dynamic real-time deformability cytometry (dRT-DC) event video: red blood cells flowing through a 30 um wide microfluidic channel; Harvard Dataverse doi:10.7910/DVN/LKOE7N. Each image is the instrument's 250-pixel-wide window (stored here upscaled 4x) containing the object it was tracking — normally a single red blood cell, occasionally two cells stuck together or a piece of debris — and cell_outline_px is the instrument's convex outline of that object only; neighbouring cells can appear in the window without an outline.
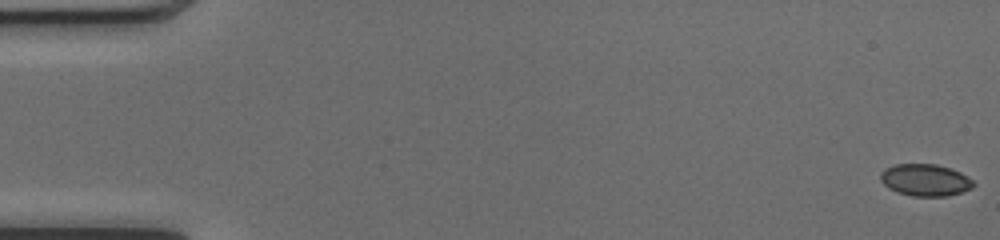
{"species": "common noctule bat (a hibernating species)", "species_latin": "Nyctalus noctula", "temperature_condition": "cold", "stored_images_in_passage": 51, "camera_frame_rate_fps": 3000, "um_per_image_px": 0.085, "animal": {"sex": "female", "body_mass_g": 17.0, "forearm_length_mm": 48.0}, "frame": {"image": 1, "passage_image": 1, "time_ms": 0.0, "image_size_px": [1000, 240], "cell_outline_px": [[976, 184], [972, 188], [960, 192], [944, 196], [912, 196], [896, 192], [888, 188], [880, 180], [880, 172], [884, 168], [896, 164], [936, 164], [960, 172], [972, 180]], "centroid_in_image_um": [78.61, 15.3], "position_along_channel_um": 6.4, "area_um2": 17.28}}
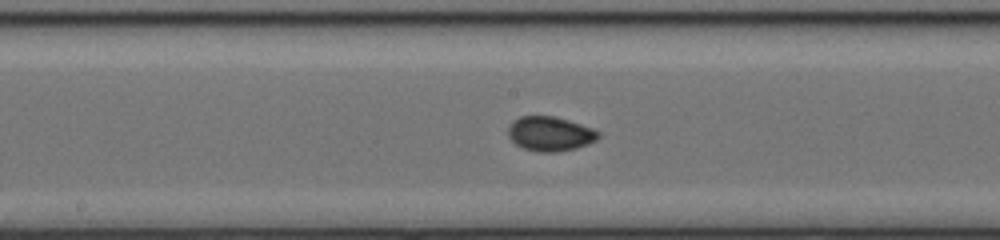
{"frame": {"image": 2, "passage_image": 27, "time_ms": 8.667, "image_size_px": [1000, 240], "cell_outline_px": [[600, 136], [596, 140], [588, 144], [576, 148], [556, 152], [540, 152], [524, 148], [516, 144], [508, 136], [508, 128], [520, 116], [552, 116], [568, 120], [592, 128], [600, 132]], "centroid_in_image_um": [46.78, 11.38], "position_along_channel_um": 201.4, "area_um2": 17.92}}
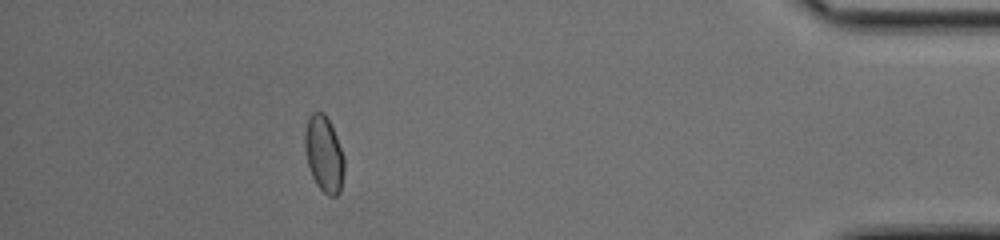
{"frame": {"image": 3, "passage_image": 46, "time_ms": 15.0, "image_size_px": [1000, 240], "cell_outline_px": [[344, 172], [340, 192], [336, 196], [328, 196], [316, 184], [312, 176], [308, 164], [304, 148], [304, 136], [308, 116], [312, 112], [324, 112], [336, 136], [344, 156]], "centroid_in_image_um": [27.53, 13.1], "position_along_channel_um": 407.7, "area_um2": 17.46}, "authors_computed_cell_mechanics": {"area_um2": 17.2822, "velocity_mm_per_s": 4.1111, "shape_relaxation_time_tau1_ms": 6.3688, "shape_relaxation_time_tau2_ms": 1.08, "deformation_change_tau1": 0.0907, "deformation_change_tau2": 0.0383}}